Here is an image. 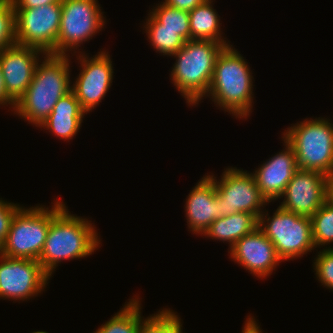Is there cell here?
Returning a JSON list of instances; mask_svg holds the SVG:
<instances>
[{"mask_svg":"<svg viewBox=\"0 0 333 333\" xmlns=\"http://www.w3.org/2000/svg\"><path fill=\"white\" fill-rule=\"evenodd\" d=\"M106 49H100L95 55L80 52L76 56V62L80 64V72L72 78V88L82 109L88 114L100 105L114 79L113 61ZM76 78V79H75Z\"/></svg>","mask_w":333,"mask_h":333,"instance_id":"10","label":"cell"},{"mask_svg":"<svg viewBox=\"0 0 333 333\" xmlns=\"http://www.w3.org/2000/svg\"><path fill=\"white\" fill-rule=\"evenodd\" d=\"M215 0H205L189 12L190 40H210L231 45L222 32L221 18L214 9ZM228 40V41H227Z\"/></svg>","mask_w":333,"mask_h":333,"instance_id":"20","label":"cell"},{"mask_svg":"<svg viewBox=\"0 0 333 333\" xmlns=\"http://www.w3.org/2000/svg\"><path fill=\"white\" fill-rule=\"evenodd\" d=\"M258 227V219L251 213L237 212L216 219L201 235L217 242L227 243L228 250L243 236Z\"/></svg>","mask_w":333,"mask_h":333,"instance_id":"19","label":"cell"},{"mask_svg":"<svg viewBox=\"0 0 333 333\" xmlns=\"http://www.w3.org/2000/svg\"><path fill=\"white\" fill-rule=\"evenodd\" d=\"M225 46L217 41L188 40L171 56L176 60L169 77L187 106H197L207 95L216 58Z\"/></svg>","mask_w":333,"mask_h":333,"instance_id":"4","label":"cell"},{"mask_svg":"<svg viewBox=\"0 0 333 333\" xmlns=\"http://www.w3.org/2000/svg\"><path fill=\"white\" fill-rule=\"evenodd\" d=\"M182 321L174 310L161 308L142 320L139 333H185Z\"/></svg>","mask_w":333,"mask_h":333,"instance_id":"24","label":"cell"},{"mask_svg":"<svg viewBox=\"0 0 333 333\" xmlns=\"http://www.w3.org/2000/svg\"><path fill=\"white\" fill-rule=\"evenodd\" d=\"M44 55L41 50L19 44L0 52V67L6 91L15 103L32 82L36 66Z\"/></svg>","mask_w":333,"mask_h":333,"instance_id":"15","label":"cell"},{"mask_svg":"<svg viewBox=\"0 0 333 333\" xmlns=\"http://www.w3.org/2000/svg\"><path fill=\"white\" fill-rule=\"evenodd\" d=\"M228 253L231 261L262 280L272 275L282 262L275 246L259 227L236 241Z\"/></svg>","mask_w":333,"mask_h":333,"instance_id":"14","label":"cell"},{"mask_svg":"<svg viewBox=\"0 0 333 333\" xmlns=\"http://www.w3.org/2000/svg\"><path fill=\"white\" fill-rule=\"evenodd\" d=\"M219 194L214 181L205 174L187 195L184 212L188 231L201 236L219 218Z\"/></svg>","mask_w":333,"mask_h":333,"instance_id":"17","label":"cell"},{"mask_svg":"<svg viewBox=\"0 0 333 333\" xmlns=\"http://www.w3.org/2000/svg\"><path fill=\"white\" fill-rule=\"evenodd\" d=\"M316 251L317 254L312 261L315 278L321 283V286L333 292V248Z\"/></svg>","mask_w":333,"mask_h":333,"instance_id":"26","label":"cell"},{"mask_svg":"<svg viewBox=\"0 0 333 333\" xmlns=\"http://www.w3.org/2000/svg\"><path fill=\"white\" fill-rule=\"evenodd\" d=\"M14 9L16 44L36 48L45 54L56 55L61 3Z\"/></svg>","mask_w":333,"mask_h":333,"instance_id":"11","label":"cell"},{"mask_svg":"<svg viewBox=\"0 0 333 333\" xmlns=\"http://www.w3.org/2000/svg\"><path fill=\"white\" fill-rule=\"evenodd\" d=\"M256 320V317L252 316V314L248 315L243 323L241 333H263V329H261L259 322Z\"/></svg>","mask_w":333,"mask_h":333,"instance_id":"32","label":"cell"},{"mask_svg":"<svg viewBox=\"0 0 333 333\" xmlns=\"http://www.w3.org/2000/svg\"><path fill=\"white\" fill-rule=\"evenodd\" d=\"M31 333H49V332H47V331H40V330H38V331H33V332H31Z\"/></svg>","mask_w":333,"mask_h":333,"instance_id":"35","label":"cell"},{"mask_svg":"<svg viewBox=\"0 0 333 333\" xmlns=\"http://www.w3.org/2000/svg\"><path fill=\"white\" fill-rule=\"evenodd\" d=\"M246 60L235 46H225L216 58L210 88L204 97L239 120L251 116L255 98V80Z\"/></svg>","mask_w":333,"mask_h":333,"instance_id":"2","label":"cell"},{"mask_svg":"<svg viewBox=\"0 0 333 333\" xmlns=\"http://www.w3.org/2000/svg\"><path fill=\"white\" fill-rule=\"evenodd\" d=\"M283 150L275 153L251 172L268 203L278 201L298 169L292 146L281 136Z\"/></svg>","mask_w":333,"mask_h":333,"instance_id":"16","label":"cell"},{"mask_svg":"<svg viewBox=\"0 0 333 333\" xmlns=\"http://www.w3.org/2000/svg\"><path fill=\"white\" fill-rule=\"evenodd\" d=\"M207 175L214 181L215 190L219 194V218L246 212L259 219L267 204L269 205L251 171L228 166L224 168L221 178L214 176L212 172Z\"/></svg>","mask_w":333,"mask_h":333,"instance_id":"9","label":"cell"},{"mask_svg":"<svg viewBox=\"0 0 333 333\" xmlns=\"http://www.w3.org/2000/svg\"><path fill=\"white\" fill-rule=\"evenodd\" d=\"M85 115L87 113L71 90L59 99L53 111L39 128L41 130L43 128V131L47 130L59 140L69 142L81 129Z\"/></svg>","mask_w":333,"mask_h":333,"instance_id":"18","label":"cell"},{"mask_svg":"<svg viewBox=\"0 0 333 333\" xmlns=\"http://www.w3.org/2000/svg\"><path fill=\"white\" fill-rule=\"evenodd\" d=\"M51 223V206L22 207L14 215L0 254L39 260Z\"/></svg>","mask_w":333,"mask_h":333,"instance_id":"8","label":"cell"},{"mask_svg":"<svg viewBox=\"0 0 333 333\" xmlns=\"http://www.w3.org/2000/svg\"><path fill=\"white\" fill-rule=\"evenodd\" d=\"M310 218L317 250L333 248V203L328 199Z\"/></svg>","mask_w":333,"mask_h":333,"instance_id":"23","label":"cell"},{"mask_svg":"<svg viewBox=\"0 0 333 333\" xmlns=\"http://www.w3.org/2000/svg\"><path fill=\"white\" fill-rule=\"evenodd\" d=\"M268 209L260 214L258 227L275 246L277 255L285 262L297 260L317 250L312 236L311 218L283 210L274 209L269 215Z\"/></svg>","mask_w":333,"mask_h":333,"instance_id":"6","label":"cell"},{"mask_svg":"<svg viewBox=\"0 0 333 333\" xmlns=\"http://www.w3.org/2000/svg\"><path fill=\"white\" fill-rule=\"evenodd\" d=\"M50 278L38 260L0 254V299L13 303L32 300L46 291Z\"/></svg>","mask_w":333,"mask_h":333,"instance_id":"12","label":"cell"},{"mask_svg":"<svg viewBox=\"0 0 333 333\" xmlns=\"http://www.w3.org/2000/svg\"><path fill=\"white\" fill-rule=\"evenodd\" d=\"M147 41L156 53L171 57L185 44V40L178 35V31L170 29H143Z\"/></svg>","mask_w":333,"mask_h":333,"instance_id":"25","label":"cell"},{"mask_svg":"<svg viewBox=\"0 0 333 333\" xmlns=\"http://www.w3.org/2000/svg\"><path fill=\"white\" fill-rule=\"evenodd\" d=\"M328 117L305 118L281 132L292 146L297 167L333 178V122Z\"/></svg>","mask_w":333,"mask_h":333,"instance_id":"5","label":"cell"},{"mask_svg":"<svg viewBox=\"0 0 333 333\" xmlns=\"http://www.w3.org/2000/svg\"><path fill=\"white\" fill-rule=\"evenodd\" d=\"M329 200L333 203V178L329 182Z\"/></svg>","mask_w":333,"mask_h":333,"instance_id":"33","label":"cell"},{"mask_svg":"<svg viewBox=\"0 0 333 333\" xmlns=\"http://www.w3.org/2000/svg\"><path fill=\"white\" fill-rule=\"evenodd\" d=\"M16 103L8 96L5 83H4V77L1 71L0 67V108L4 107V109L9 107L8 111H14ZM12 108V109H11Z\"/></svg>","mask_w":333,"mask_h":333,"instance_id":"31","label":"cell"},{"mask_svg":"<svg viewBox=\"0 0 333 333\" xmlns=\"http://www.w3.org/2000/svg\"><path fill=\"white\" fill-rule=\"evenodd\" d=\"M55 199L51 202V223L38 260L51 278L61 262L87 258L102 244L93 221L72 214L63 200Z\"/></svg>","mask_w":333,"mask_h":333,"instance_id":"1","label":"cell"},{"mask_svg":"<svg viewBox=\"0 0 333 333\" xmlns=\"http://www.w3.org/2000/svg\"><path fill=\"white\" fill-rule=\"evenodd\" d=\"M165 4L185 11H192L197 5L202 4L205 0H162Z\"/></svg>","mask_w":333,"mask_h":333,"instance_id":"30","label":"cell"},{"mask_svg":"<svg viewBox=\"0 0 333 333\" xmlns=\"http://www.w3.org/2000/svg\"><path fill=\"white\" fill-rule=\"evenodd\" d=\"M9 0H0V9L8 2Z\"/></svg>","mask_w":333,"mask_h":333,"instance_id":"34","label":"cell"},{"mask_svg":"<svg viewBox=\"0 0 333 333\" xmlns=\"http://www.w3.org/2000/svg\"><path fill=\"white\" fill-rule=\"evenodd\" d=\"M98 2V0L61 1L62 11L56 55L86 52L79 47L103 31L107 19Z\"/></svg>","mask_w":333,"mask_h":333,"instance_id":"7","label":"cell"},{"mask_svg":"<svg viewBox=\"0 0 333 333\" xmlns=\"http://www.w3.org/2000/svg\"><path fill=\"white\" fill-rule=\"evenodd\" d=\"M14 8H37L39 6L61 3L62 0H10Z\"/></svg>","mask_w":333,"mask_h":333,"instance_id":"29","label":"cell"},{"mask_svg":"<svg viewBox=\"0 0 333 333\" xmlns=\"http://www.w3.org/2000/svg\"><path fill=\"white\" fill-rule=\"evenodd\" d=\"M142 298L133 295L123 307L92 333H139L142 314Z\"/></svg>","mask_w":333,"mask_h":333,"instance_id":"22","label":"cell"},{"mask_svg":"<svg viewBox=\"0 0 333 333\" xmlns=\"http://www.w3.org/2000/svg\"><path fill=\"white\" fill-rule=\"evenodd\" d=\"M22 206L0 198V248L4 245L10 229L11 221Z\"/></svg>","mask_w":333,"mask_h":333,"instance_id":"28","label":"cell"},{"mask_svg":"<svg viewBox=\"0 0 333 333\" xmlns=\"http://www.w3.org/2000/svg\"><path fill=\"white\" fill-rule=\"evenodd\" d=\"M143 22V29H170L178 31L185 41L190 40L189 12L165 4L163 1L152 6Z\"/></svg>","mask_w":333,"mask_h":333,"instance_id":"21","label":"cell"},{"mask_svg":"<svg viewBox=\"0 0 333 333\" xmlns=\"http://www.w3.org/2000/svg\"><path fill=\"white\" fill-rule=\"evenodd\" d=\"M71 56L45 54L38 62L33 80L16 102L13 114L39 127L59 99L71 91Z\"/></svg>","mask_w":333,"mask_h":333,"instance_id":"3","label":"cell"},{"mask_svg":"<svg viewBox=\"0 0 333 333\" xmlns=\"http://www.w3.org/2000/svg\"><path fill=\"white\" fill-rule=\"evenodd\" d=\"M16 44L15 9L9 0L0 9V52Z\"/></svg>","mask_w":333,"mask_h":333,"instance_id":"27","label":"cell"},{"mask_svg":"<svg viewBox=\"0 0 333 333\" xmlns=\"http://www.w3.org/2000/svg\"><path fill=\"white\" fill-rule=\"evenodd\" d=\"M330 178L318 171L297 169L279 207L301 216L311 217L329 199Z\"/></svg>","mask_w":333,"mask_h":333,"instance_id":"13","label":"cell"}]
</instances>
